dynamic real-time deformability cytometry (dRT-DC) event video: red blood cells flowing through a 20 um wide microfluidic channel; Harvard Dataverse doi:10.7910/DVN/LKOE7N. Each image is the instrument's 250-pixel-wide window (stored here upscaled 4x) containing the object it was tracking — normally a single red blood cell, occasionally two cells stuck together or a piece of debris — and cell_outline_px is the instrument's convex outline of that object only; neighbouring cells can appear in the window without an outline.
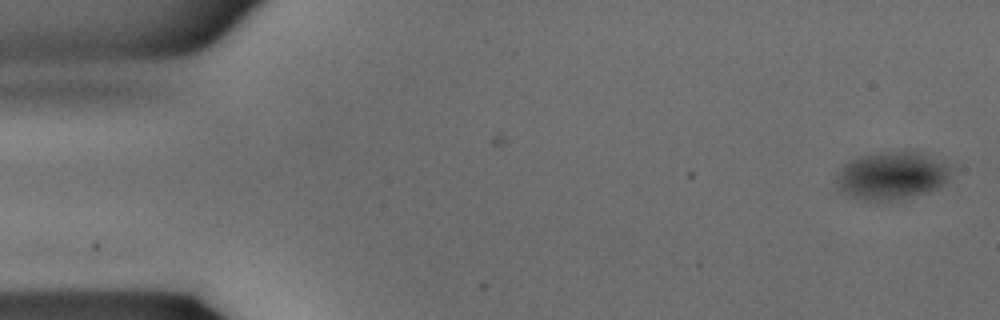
{"species": "common noctule bat (a hibernating species)", "species_latin": "Nyctalus noctula", "temperature_condition": "warm", "stored_images_in_passage": 5, "camera_frame_rate_fps": 3000, "um_per_image_px": 0.085, "animal": {"sex": "male", "body_mass_g": 15.6}, "frame": {"image": 1, "passage_image": 1, "time_ms": 0.0, "image_size_px": [1000, 320], "cell_outline_px": [[948, 180], [940, 188], [928, 192], [896, 200], [860, 200], [844, 196], [836, 188], [836, 176], [840, 168], [844, 164], [860, 156], [884, 152], [916, 152], [948, 164]], "centroid_in_image_um": [75.72, 14.97], "position_along_channel_um": 9.3, "area_um2": 31.79}}